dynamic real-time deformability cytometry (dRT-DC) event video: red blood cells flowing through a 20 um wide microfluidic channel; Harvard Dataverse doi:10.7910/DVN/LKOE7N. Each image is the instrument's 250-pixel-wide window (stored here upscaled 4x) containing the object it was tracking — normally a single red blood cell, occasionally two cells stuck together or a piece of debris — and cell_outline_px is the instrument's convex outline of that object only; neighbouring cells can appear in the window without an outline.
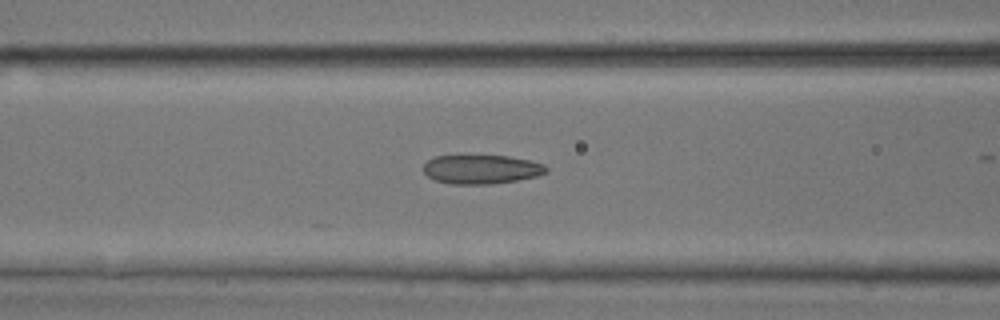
{"species": "common noctule bat (a hibernating species)", "species_latin": "Nyctalus noctula", "temperature_condition": "room temperature", "stored_images_in_passage": 23, "camera_frame_rate_fps": 3000, "um_per_image_px": 0.085, "animal": {"sex": "male", "body_mass_g": 17.9, "forearm_length_mm": 54.2}, "frame": {"image": 1, "passage_image": 22, "time_ms": 7.0, "image_size_px": [1000, 320], "cell_outline_px": [[548, 172], [536, 176], [516, 180], [492, 184], [452, 184], [436, 180], [428, 176], [424, 172], [424, 164], [428, 160], [436, 156], [508, 156], [528, 160], [544, 164], [548, 168]], "centroid_in_image_um": [40.93, 14.39], "position_along_channel_um": 125.7, "area_um2": 20.58}}